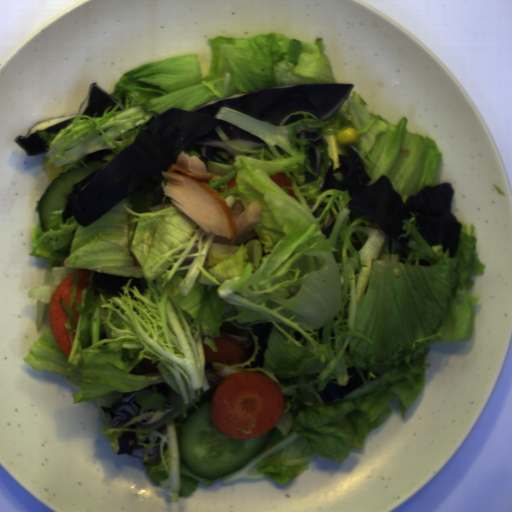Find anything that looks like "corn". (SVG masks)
Returning a JSON list of instances; mask_svg holds the SVG:
<instances>
[{
	"mask_svg": "<svg viewBox=\"0 0 512 512\" xmlns=\"http://www.w3.org/2000/svg\"><path fill=\"white\" fill-rule=\"evenodd\" d=\"M430 247L432 248V250L434 251V253L437 256H442L443 253L445 252L444 249H443V246H440L438 244L430 245Z\"/></svg>",
	"mask_w": 512,
	"mask_h": 512,
	"instance_id": "5cfa1b94",
	"label": "corn"
},
{
	"mask_svg": "<svg viewBox=\"0 0 512 512\" xmlns=\"http://www.w3.org/2000/svg\"><path fill=\"white\" fill-rule=\"evenodd\" d=\"M45 171L48 173L49 181L52 183L60 174L65 172L66 166H55L52 165L49 160L43 162ZM70 165V164H69Z\"/></svg>",
	"mask_w": 512,
	"mask_h": 512,
	"instance_id": "f1292c28",
	"label": "corn"
},
{
	"mask_svg": "<svg viewBox=\"0 0 512 512\" xmlns=\"http://www.w3.org/2000/svg\"><path fill=\"white\" fill-rule=\"evenodd\" d=\"M359 138V133L353 128H346L336 134V141L338 145H346L354 143Z\"/></svg>",
	"mask_w": 512,
	"mask_h": 512,
	"instance_id": "51d56268",
	"label": "corn"
}]
</instances>
